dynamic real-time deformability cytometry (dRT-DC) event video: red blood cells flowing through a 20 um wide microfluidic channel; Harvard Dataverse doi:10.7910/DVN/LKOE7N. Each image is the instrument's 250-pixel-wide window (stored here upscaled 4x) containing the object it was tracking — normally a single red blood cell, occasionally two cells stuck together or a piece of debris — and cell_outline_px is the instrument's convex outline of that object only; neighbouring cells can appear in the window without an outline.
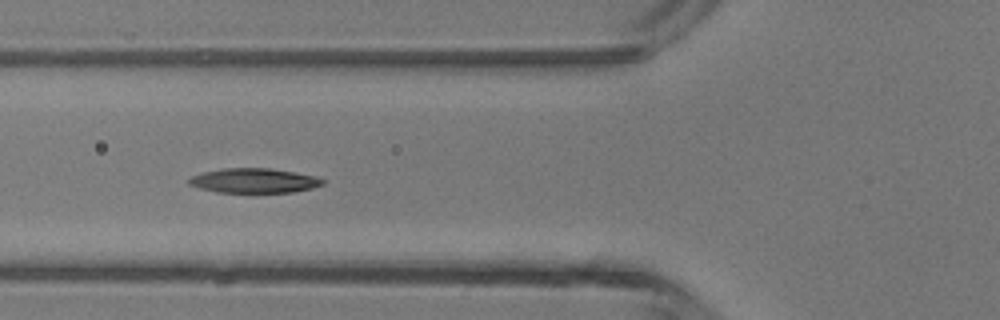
{"species": "common noctule bat (a hibernating species)", "species_latin": "Nyctalus noctula", "temperature_condition": "room temperature", "stored_images_in_passage": 5, "camera_frame_rate_fps": 3000, "um_per_image_px": 0.085, "animal": {"sex": "male", "body_mass_g": 13.3}, "frame": {"image": 1, "passage_image": 5, "time_ms": 1.333, "image_size_px": [1000, 320], "cell_outline_px": [[324, 184], [312, 188], [292, 192], [216, 192], [200, 188], [188, 184], [188, 180], [192, 176], [204, 172], [224, 168], [268, 168], [316, 176], [324, 180]], "centroid_in_image_um": [21.59, 15.35], "position_along_channel_um": 104.2, "area_um2": 18.96}}